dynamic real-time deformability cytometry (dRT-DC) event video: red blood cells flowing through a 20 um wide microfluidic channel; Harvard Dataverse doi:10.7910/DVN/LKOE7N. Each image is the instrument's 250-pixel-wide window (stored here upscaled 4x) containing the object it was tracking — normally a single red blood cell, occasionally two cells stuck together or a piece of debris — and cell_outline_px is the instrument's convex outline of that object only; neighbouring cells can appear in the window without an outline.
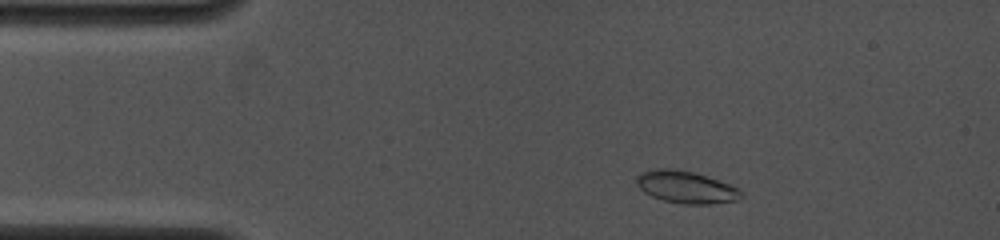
{"species": "common noctule bat (a hibernating species)", "species_latin": "Nyctalus noctula", "temperature_condition": "cold", "stored_images_in_passage": 46, "camera_frame_rate_fps": 4000, "um_per_image_px": 0.085, "animal": {"sex": "female", "body_mass_g": 19.0, "forearm_length_mm": 53.3}, "frame": {"image": 1, "passage_image": 5, "time_ms": 1.25, "image_size_px": [1000, 240], "cell_outline_px": [[744, 196], [740, 200], [708, 204], [684, 204], [664, 200], [652, 196], [644, 192], [636, 184], [636, 176], [640, 172], [652, 168], [672, 168], [692, 172], [740, 188], [744, 192]], "centroid_in_image_um": [58.31, 15.9], "position_along_channel_um": 26.7, "area_um2": 19.71}}
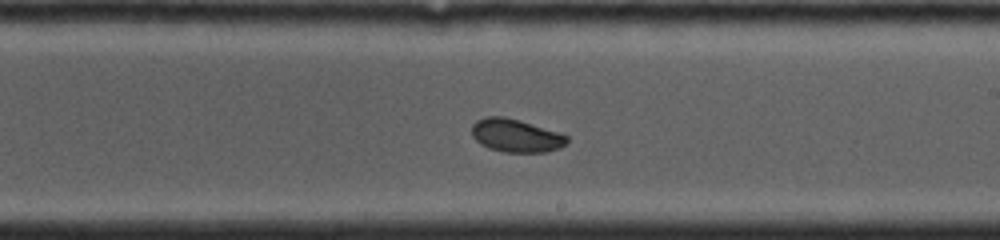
{"frame": {"image": 2, "passage_image": 27, "time_ms": 8.0, "image_size_px": [1000, 240], "cell_outline_px": [[568, 140], [560, 148], [548, 152], [504, 152], [488, 148], [480, 144], [472, 136], [472, 124], [476, 120], [484, 116], [504, 116], [520, 120], [560, 132], [568, 136]], "centroid_in_image_um": [43.84, 11.51], "position_along_channel_um": 245.2, "area_um2": 18.61}}
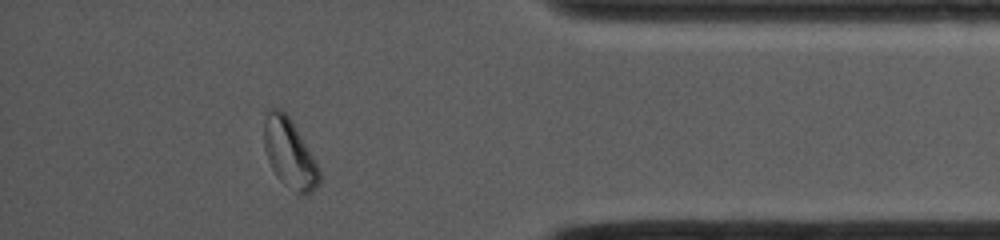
{"frame": {"image": 3, "passage_image": 41, "time_ms": 12.5, "image_size_px": [1000, 240], "cell_outline_px": [[320, 184], [312, 192], [300, 196], [284, 184], [276, 176], [268, 160], [264, 148], [264, 120], [268, 112], [272, 108], [280, 108], [288, 116], [312, 156], [320, 172]], "centroid_in_image_um": [24.59, 13.09], "position_along_channel_um": 410.6, "area_um2": 21.91}, "authors_computed_cell_mechanics": {"area_um2": 19.2185, "velocity_mm_per_s": 4.0511, "shape_relaxation_time_tau1_ms": 4.2544, "shape_relaxation_time_tau2_ms": 2.6074, "deformation_change_tau1": 0.1098, "deformation_change_tau2": 0.0429}}